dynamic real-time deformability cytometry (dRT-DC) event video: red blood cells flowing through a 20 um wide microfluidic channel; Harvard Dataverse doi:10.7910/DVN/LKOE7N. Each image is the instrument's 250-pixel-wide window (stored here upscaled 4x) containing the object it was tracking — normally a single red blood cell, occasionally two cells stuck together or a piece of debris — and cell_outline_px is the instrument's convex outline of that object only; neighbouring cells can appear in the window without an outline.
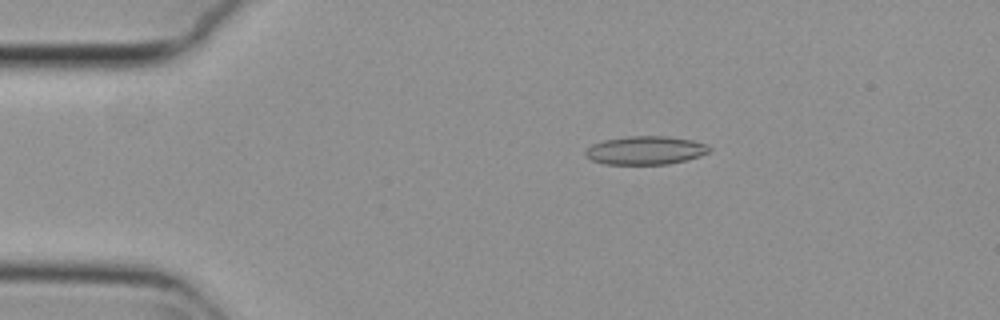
{"species": "common noctule bat (a hibernating species)", "species_latin": "Nyctalus noctula", "temperature_condition": "cold", "stored_images_in_passage": 54, "camera_frame_rate_fps": 3000, "um_per_image_px": 0.085, "animal": {"sex": "female", "body_mass_g": 29.2, "forearm_length_mm": 56.3}, "frame": {"image": 1, "passage_image": 10, "time_ms": 3.0, "image_size_px": [1000, 320], "cell_outline_px": [[708, 152], [684, 160], [664, 164], [608, 164], [592, 160], [588, 156], [588, 148], [596, 144], [608, 140], [636, 136], [660, 136], [688, 140], [704, 144], [708, 148]], "centroid_in_image_um": [54.86, 12.79], "position_along_channel_um": 30.1, "area_um2": 19.31}}
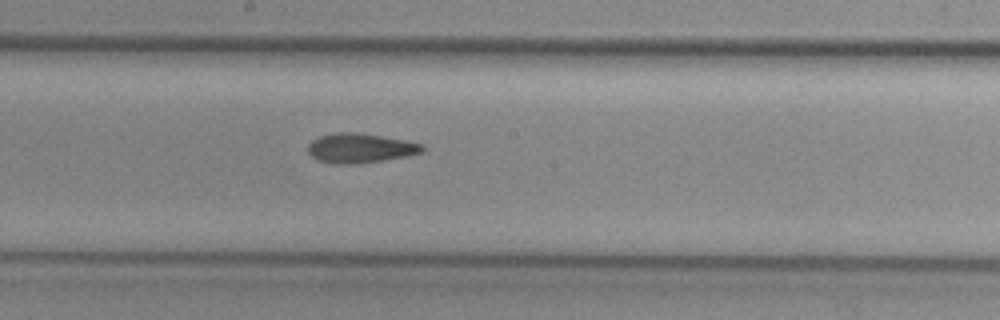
{"frame": {"image": 2, "passage_image": 29, "time_ms": 9.333, "image_size_px": [1000, 320], "cell_outline_px": [[424, 148], [420, 152], [380, 160], [320, 160], [312, 156], [308, 152], [308, 144], [312, 140], [320, 136], [380, 136], [420, 144]], "centroid_in_image_um": [30.62, 12.58], "position_along_channel_um": 217.6, "area_um2": 16.65}}
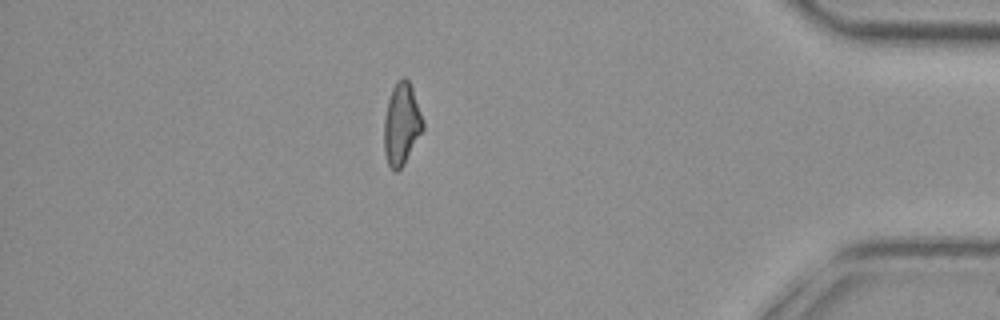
{"frame": {"image": 3, "passage_image": 47, "time_ms": 15.333, "image_size_px": [1000, 320], "cell_outline_px": [[424, 128], [404, 164], [396, 172], [388, 164], [384, 148], [384, 120], [388, 100], [392, 88], [404, 76], [408, 80], [412, 88], [424, 124]], "centroid_in_image_um": [34.13, 10.56], "position_along_channel_um": 401.1, "area_um2": 18.15}, "authors_computed_cell_mechanics": {"area_um2": 18.3804, "velocity_mm_per_s": 3.7796, "shape_relaxation_time_tau1_ms": null, "shape_relaxation_time_tau2_ms": 5.9784, "deformation_change_tau1": null, "deformation_change_tau2": 0.1641}}